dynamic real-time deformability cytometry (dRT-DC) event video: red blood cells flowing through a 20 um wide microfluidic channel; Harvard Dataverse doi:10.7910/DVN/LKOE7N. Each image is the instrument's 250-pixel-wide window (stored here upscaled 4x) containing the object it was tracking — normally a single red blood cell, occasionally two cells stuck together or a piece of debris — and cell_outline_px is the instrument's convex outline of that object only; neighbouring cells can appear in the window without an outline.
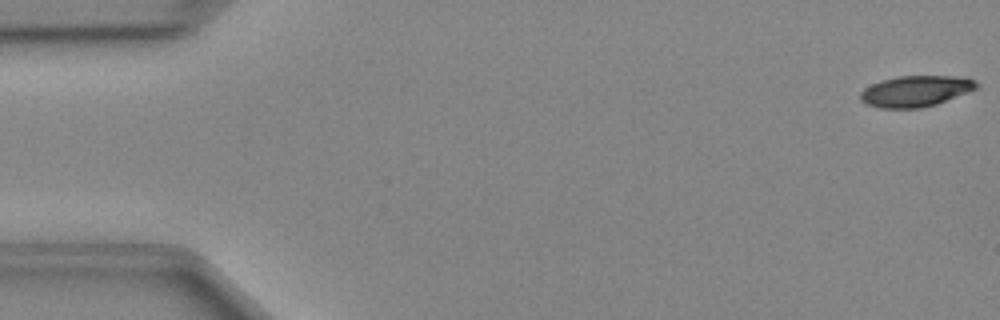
{"species": "Egyptian fruit bat (a non-hibernating species)", "species_latin": "Rousettus aegyptiacus", "temperature_condition": "cold", "stored_images_in_passage": 48, "camera_frame_rate_fps": 3000, "um_per_image_px": 0.085, "animal": {"sex": "female"}, "frame": {"image": 1, "passage_image": 1, "time_ms": 0.0, "image_size_px": [1000, 320], "cell_outline_px": [[980, 88], [936, 104], [920, 108], [880, 108], [868, 104], [860, 100], [860, 92], [864, 88], [880, 80], [900, 76], [968, 76], [976, 80], [980, 84]], "centroid_in_image_um": [77.9, 7.73], "position_along_channel_um": 7.1, "area_um2": 21.27}}
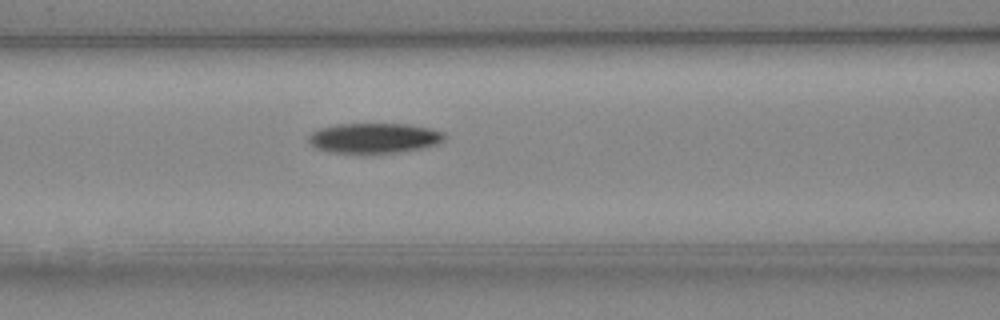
{"frame": {"image": 2, "passage_image": 20, "time_ms": 6.333, "image_size_px": [1000, 320], "cell_outline_px": [[444, 140], [428, 148], [404, 152], [328, 152], [316, 148], [308, 144], [308, 136], [312, 132], [320, 128], [336, 124], [404, 124], [428, 128], [444, 132]], "centroid_in_image_um": [31.8, 11.74], "position_along_channel_um": 134.8, "area_um2": 23.81}}
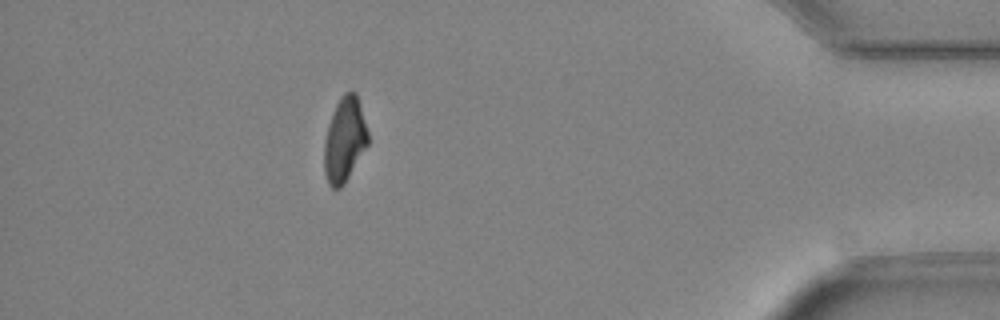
{"frame": {"image": 3, "passage_image": 43, "time_ms": 14.0, "image_size_px": [1000, 320], "cell_outline_px": [[368, 144], [344, 184], [340, 188], [332, 188], [328, 184], [324, 172], [324, 140], [328, 124], [332, 112], [340, 96], [344, 92], [356, 92], [368, 132]], "centroid_in_image_um": [29.27, 11.87], "position_along_channel_um": 405.9, "area_um2": 21.56}}